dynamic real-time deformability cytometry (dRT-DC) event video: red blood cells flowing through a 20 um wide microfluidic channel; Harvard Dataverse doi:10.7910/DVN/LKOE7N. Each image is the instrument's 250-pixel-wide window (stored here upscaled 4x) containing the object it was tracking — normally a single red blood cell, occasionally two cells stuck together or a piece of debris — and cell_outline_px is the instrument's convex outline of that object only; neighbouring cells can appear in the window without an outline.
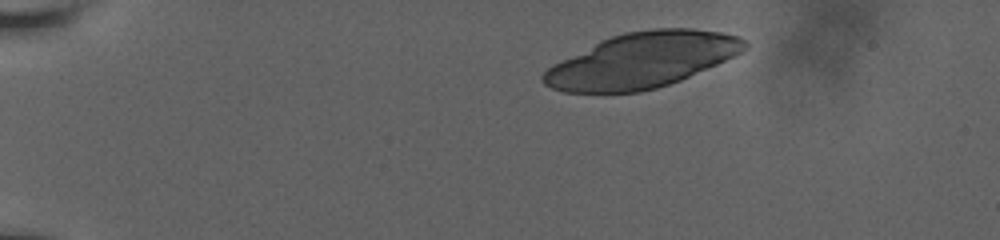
{"species": "human", "species_latin": "Homo sapiens", "temperature_condition": "room temperature", "stored_images_in_passage": 35, "camera_frame_rate_fps": 3000, "um_per_image_px": 0.085, "donor": {"sex": "male"}, "frame": {"image": 1, "passage_image": 1, "time_ms": 0.0, "image_size_px": [1000, 240], "cell_outline_px": [[748, 48], [716, 64], [680, 80], [656, 88], [640, 92], [564, 92], [552, 88], [544, 84], [540, 80], [540, 76], [552, 64], [600, 40], [624, 32], [652, 28], [692, 28], [724, 32], [740, 36], [748, 44]], "centroid_in_image_um": [54.54, 5.11], "position_along_channel_um": 30.5, "area_um2": 64.62}}